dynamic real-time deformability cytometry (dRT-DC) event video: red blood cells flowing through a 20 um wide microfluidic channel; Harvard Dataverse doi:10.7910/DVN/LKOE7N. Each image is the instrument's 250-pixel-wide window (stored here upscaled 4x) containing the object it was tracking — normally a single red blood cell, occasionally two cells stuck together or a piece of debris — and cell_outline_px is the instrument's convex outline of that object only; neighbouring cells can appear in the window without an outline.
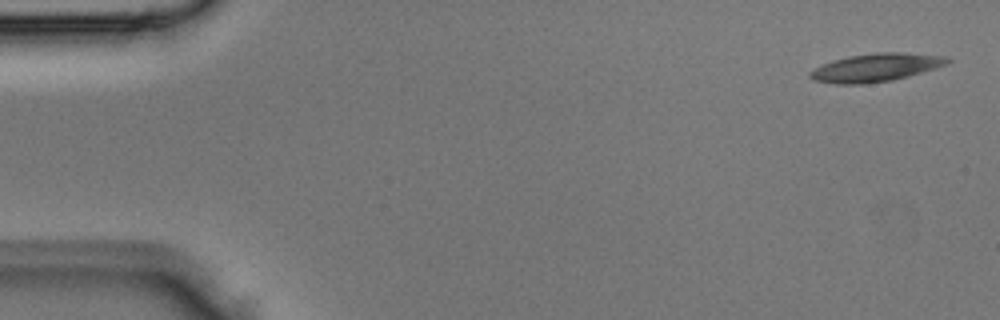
{"species": "Egyptian fruit bat (a non-hibernating species)", "species_latin": "Rousettus aegyptiacus", "temperature_condition": "room temperature", "stored_images_in_passage": 4, "camera_frame_rate_fps": 3000, "um_per_image_px": 0.085, "animal": {"sex": "male"}, "frame": {"image": 1, "passage_image": 1, "time_ms": 0.0, "image_size_px": [1000, 320], "cell_outline_px": [[952, 60], [936, 68], [908, 76], [892, 80], [864, 84], [836, 84], [812, 80], [808, 76], [808, 72], [824, 64], [848, 56], [876, 52], [900, 52], [944, 56]], "centroid_in_image_um": [74.42, 5.75], "position_along_channel_um": 10.6, "area_um2": 22.31}}